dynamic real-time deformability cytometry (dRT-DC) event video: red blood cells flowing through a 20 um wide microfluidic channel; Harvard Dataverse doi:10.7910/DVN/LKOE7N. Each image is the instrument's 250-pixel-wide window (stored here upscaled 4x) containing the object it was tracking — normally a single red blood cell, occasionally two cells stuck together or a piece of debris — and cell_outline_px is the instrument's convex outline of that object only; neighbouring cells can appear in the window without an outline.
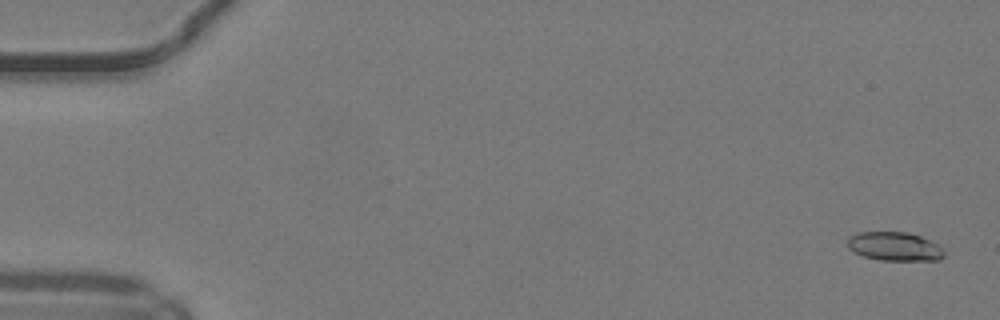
{"species": "common noctule bat (a hibernating species)", "species_latin": "Nyctalus noctula", "temperature_condition": "warm", "stored_images_in_passage": 47, "camera_frame_rate_fps": 3000, "um_per_image_px": 0.085, "animal": {"sex": "male", "body_mass_g": 19.2, "forearm_length_mm": 51.8}, "frame": {"image": 1, "passage_image": 2, "time_ms": 0.333, "image_size_px": [1000, 320], "cell_outline_px": [[944, 256], [940, 260], [880, 260], [864, 256], [848, 248], [848, 236], [856, 232], [908, 232], [920, 236], [944, 248]], "centroid_in_image_um": [76.04, 20.94], "position_along_channel_um": 9.0, "area_um2": 16.18}}
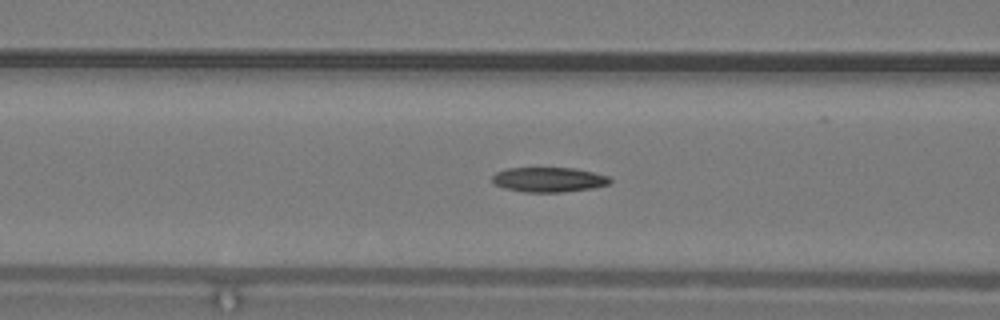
{"frame": {"image": 2, "passage_image": 21, "time_ms": 6.667, "image_size_px": [1000, 320], "cell_outline_px": [[612, 180], [608, 184], [592, 188], [560, 192], [524, 192], [504, 188], [496, 184], [492, 180], [492, 176], [496, 172], [508, 168], [576, 168], [608, 176]], "centroid_in_image_um": [46.63, 15.26], "position_along_channel_um": 120.0, "area_um2": 16.88}}
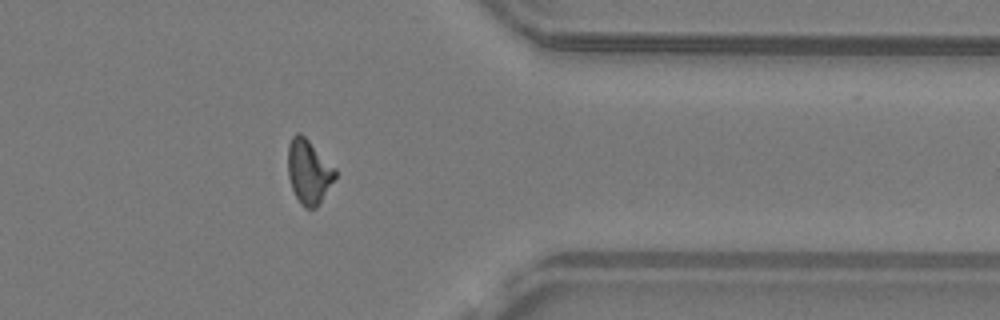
{"frame": {"image": 3, "passage_image": 41, "time_ms": 13.333, "image_size_px": [1000, 320], "cell_outline_px": [[336, 176], [316, 208], [304, 208], [300, 204], [292, 188], [288, 176], [288, 144], [292, 136], [296, 132], [300, 132], [336, 168]], "centroid_in_image_um": [26.22, 14.58], "position_along_channel_um": 385.2, "area_um2": 17.57}, "authors_computed_cell_mechanics": {"area_um2": 17.1088, "velocity_mm_per_s": 4.1696, "shape_relaxation_time_tau1_ms": 7.1568, "shape_relaxation_time_tau2_ms": 4.1775, "deformation_change_tau1": 0.1956, "deformation_change_tau2": 0.1242}}